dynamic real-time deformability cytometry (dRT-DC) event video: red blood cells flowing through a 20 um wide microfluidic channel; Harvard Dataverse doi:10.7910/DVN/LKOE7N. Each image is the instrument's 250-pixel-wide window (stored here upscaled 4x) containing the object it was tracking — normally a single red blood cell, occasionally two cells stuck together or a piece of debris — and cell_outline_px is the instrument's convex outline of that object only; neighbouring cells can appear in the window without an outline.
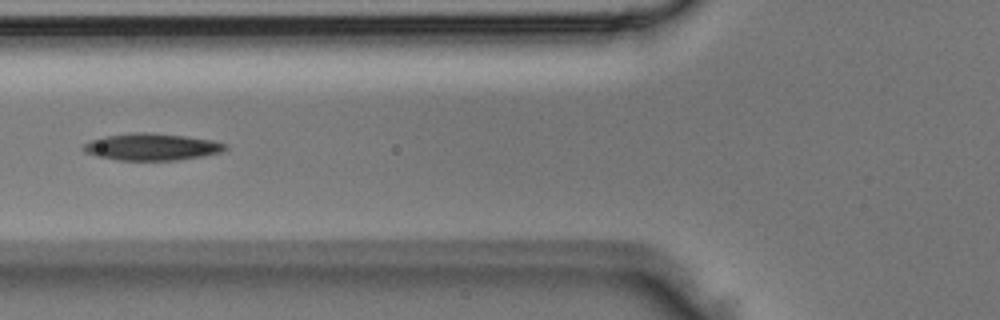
{"species": "Egyptian fruit bat (a non-hibernating species)", "species_latin": "Rousettus aegyptiacus", "temperature_condition": "room temperature", "stored_images_in_passage": 5, "camera_frame_rate_fps": 3000, "um_per_image_px": 0.085, "animal": {"sex": "male"}, "frame": {"image": 1, "passage_image": 5, "time_ms": 1.333, "image_size_px": [1000, 320], "cell_outline_px": [[228, 148], [220, 152], [200, 156], [176, 160], [116, 160], [96, 156], [84, 152], [80, 148], [84, 144], [92, 140], [104, 136], [128, 132], [152, 132], [184, 136], [212, 140], [228, 144]], "centroid_in_image_um": [12.85, 12.47], "position_along_channel_um": 113.0, "area_um2": 22.37}}